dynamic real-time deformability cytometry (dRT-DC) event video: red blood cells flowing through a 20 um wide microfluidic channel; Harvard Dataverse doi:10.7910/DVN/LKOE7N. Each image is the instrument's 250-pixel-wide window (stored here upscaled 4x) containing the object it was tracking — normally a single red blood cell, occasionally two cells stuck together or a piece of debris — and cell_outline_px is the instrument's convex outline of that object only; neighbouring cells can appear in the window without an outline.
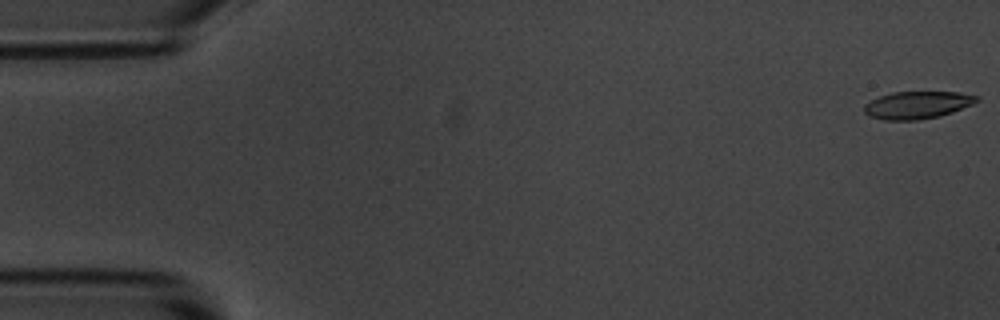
{"species": "common noctule bat (a hibernating species)", "species_latin": "Nyctalus noctula", "temperature_condition": "room temperature", "stored_images_in_passage": 6, "camera_frame_rate_fps": 3000, "um_per_image_px": 0.085, "animal": {"sex": "male", "body_mass_g": 20.1, "forearm_length_mm": 53.5}, "frame": {"image": 1, "passage_image": 1, "time_ms": 0.0, "image_size_px": [1000, 320], "cell_outline_px": [[980, 100], [972, 104], [952, 112], [940, 116], [916, 120], [884, 120], [868, 116], [864, 112], [864, 104], [880, 96], [892, 92], [960, 92], [980, 96]], "centroid_in_image_um": [77.98, 8.92], "position_along_channel_um": 7.0, "area_um2": 18.03}}
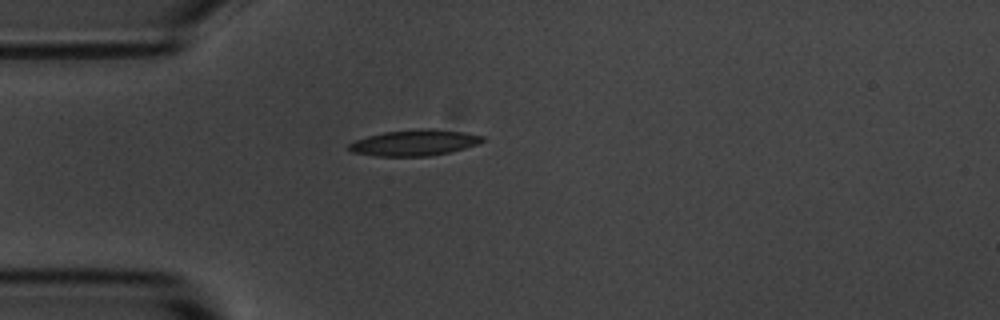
{"frame": {"image": 2, "passage_image": 5, "time_ms": 4.667, "image_size_px": [1000, 320], "cell_outline_px": [[484, 140], [476, 144], [464, 148], [448, 152], [428, 156], [376, 156], [352, 152], [348, 148], [348, 144], [356, 140], [368, 136], [384, 132], [424, 128], [432, 128], [464, 132], [484, 136]], "centroid_in_image_um": [35.22, 12.12], "position_along_channel_um": 49.8, "area_um2": 20.06}}